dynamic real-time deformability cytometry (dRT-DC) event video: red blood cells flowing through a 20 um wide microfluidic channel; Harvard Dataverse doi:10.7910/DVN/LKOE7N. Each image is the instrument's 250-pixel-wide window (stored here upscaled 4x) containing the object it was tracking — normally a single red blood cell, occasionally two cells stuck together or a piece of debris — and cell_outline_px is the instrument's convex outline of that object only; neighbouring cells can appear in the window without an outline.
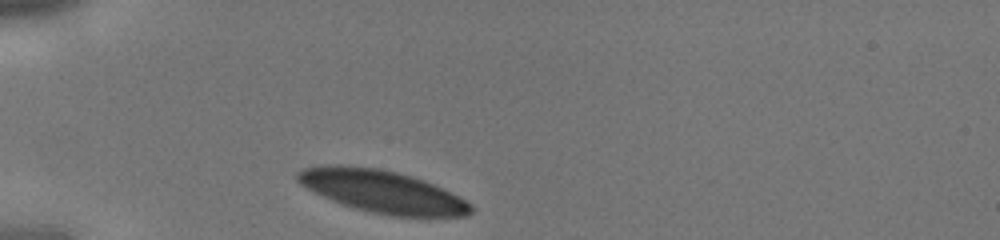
{"species": "human", "species_latin": "Homo sapiens", "temperature_condition": "cold", "stored_images_in_passage": 5, "camera_frame_rate_fps": 3000, "um_per_image_px": 0.085, "donor": {"sex": "male"}, "frame": {"image": 1, "passage_image": 1, "time_ms": 0.0, "image_size_px": [1000, 240], "cell_outline_px": [[476, 208], [468, 216], [388, 216], [356, 208], [332, 200], [300, 184], [296, 180], [296, 172], [304, 168], [332, 164], [336, 164], [376, 168], [396, 172], [412, 176], [424, 180], [472, 204]], "centroid_in_image_um": [32.49, 16.27], "position_along_channel_um": 52.5, "area_um2": 42.37}}
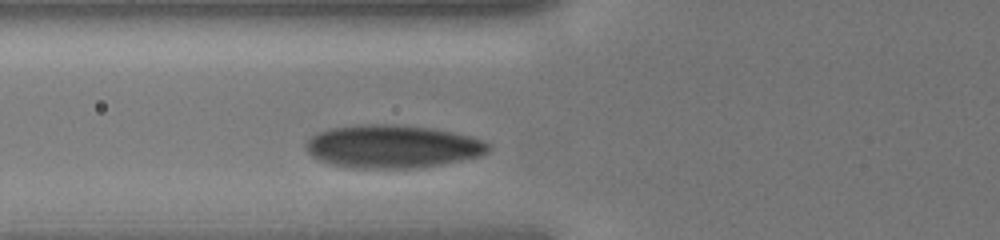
{"frame": {"image": 2, "passage_image": 4, "time_ms": 1.0, "image_size_px": [1000, 240], "cell_outline_px": [[492, 148], [488, 152], [480, 156], [440, 164], [408, 168], [352, 168], [328, 164], [312, 156], [308, 152], [304, 144], [312, 136], [328, 128], [364, 124], [392, 124], [428, 128], [468, 136], [484, 140], [492, 144]], "centroid_in_image_um": [33.33, 12.45], "position_along_channel_um": 92.5, "area_um2": 45.55}}